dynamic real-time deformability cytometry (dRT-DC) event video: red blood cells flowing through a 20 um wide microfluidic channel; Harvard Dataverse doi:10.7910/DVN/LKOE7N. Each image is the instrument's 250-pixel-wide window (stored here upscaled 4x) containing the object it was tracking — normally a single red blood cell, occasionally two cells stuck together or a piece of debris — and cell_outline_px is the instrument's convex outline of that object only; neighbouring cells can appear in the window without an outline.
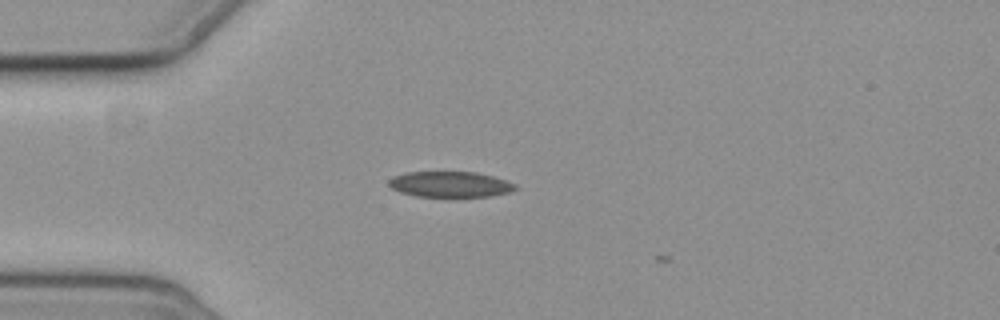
{"species": "common noctule bat (a hibernating species)", "species_latin": "Nyctalus noctula", "temperature_condition": "cold", "stored_images_in_passage": 3, "camera_frame_rate_fps": 3000, "um_per_image_px": 0.085, "animal": {"sex": "female", "body_mass_g": 19.3, "forearm_length_mm": 54.1}, "frame": {"image": 1, "passage_image": 2, "time_ms": 1.333, "image_size_px": [1000, 320], "cell_outline_px": [[516, 188], [508, 192], [488, 196], [452, 200], [416, 196], [400, 192], [392, 188], [388, 184], [388, 180], [392, 176], [408, 172], [476, 172], [492, 176], [516, 184]], "centroid_in_image_um": [38.22, 15.71], "position_along_channel_um": 46.8, "area_um2": 19.71}}